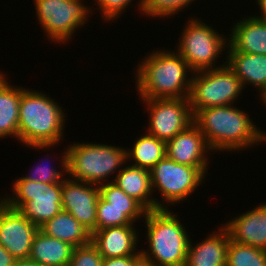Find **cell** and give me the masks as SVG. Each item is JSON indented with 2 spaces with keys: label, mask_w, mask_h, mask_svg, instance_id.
<instances>
[{
  "label": "cell",
  "mask_w": 266,
  "mask_h": 266,
  "mask_svg": "<svg viewBox=\"0 0 266 266\" xmlns=\"http://www.w3.org/2000/svg\"><path fill=\"white\" fill-rule=\"evenodd\" d=\"M248 114L234 104L213 106L197 111L193 123L204 135L213 154L243 151L266 142L265 131L256 127Z\"/></svg>",
  "instance_id": "6da1fadb"
},
{
  "label": "cell",
  "mask_w": 266,
  "mask_h": 266,
  "mask_svg": "<svg viewBox=\"0 0 266 266\" xmlns=\"http://www.w3.org/2000/svg\"><path fill=\"white\" fill-rule=\"evenodd\" d=\"M134 71L139 99L188 98L189 96L194 73L177 51L153 50L141 60Z\"/></svg>",
  "instance_id": "7a4b0ae2"
},
{
  "label": "cell",
  "mask_w": 266,
  "mask_h": 266,
  "mask_svg": "<svg viewBox=\"0 0 266 266\" xmlns=\"http://www.w3.org/2000/svg\"><path fill=\"white\" fill-rule=\"evenodd\" d=\"M65 110L47 93L22 87L18 141L28 148L49 149L63 139Z\"/></svg>",
  "instance_id": "3957f363"
},
{
  "label": "cell",
  "mask_w": 266,
  "mask_h": 266,
  "mask_svg": "<svg viewBox=\"0 0 266 266\" xmlns=\"http://www.w3.org/2000/svg\"><path fill=\"white\" fill-rule=\"evenodd\" d=\"M171 209L147 211L144 223L148 248L140 252L157 266H185L189 232Z\"/></svg>",
  "instance_id": "277c9868"
},
{
  "label": "cell",
  "mask_w": 266,
  "mask_h": 266,
  "mask_svg": "<svg viewBox=\"0 0 266 266\" xmlns=\"http://www.w3.org/2000/svg\"><path fill=\"white\" fill-rule=\"evenodd\" d=\"M66 149L67 176L95 185L113 182L114 174L117 175L127 162L126 148L117 145L74 142ZM112 174L113 179L108 180Z\"/></svg>",
  "instance_id": "5b68a950"
},
{
  "label": "cell",
  "mask_w": 266,
  "mask_h": 266,
  "mask_svg": "<svg viewBox=\"0 0 266 266\" xmlns=\"http://www.w3.org/2000/svg\"><path fill=\"white\" fill-rule=\"evenodd\" d=\"M12 184V197L0 198L8 207L19 210L40 227L62 210V182L43 183L17 177Z\"/></svg>",
  "instance_id": "8992f818"
},
{
  "label": "cell",
  "mask_w": 266,
  "mask_h": 266,
  "mask_svg": "<svg viewBox=\"0 0 266 266\" xmlns=\"http://www.w3.org/2000/svg\"><path fill=\"white\" fill-rule=\"evenodd\" d=\"M186 22L175 51L177 50L187 62L193 73L224 66L226 60L223 61V65L216 64L223 50L227 52V36L220 34L212 25L202 22L195 16Z\"/></svg>",
  "instance_id": "52a82bcc"
},
{
  "label": "cell",
  "mask_w": 266,
  "mask_h": 266,
  "mask_svg": "<svg viewBox=\"0 0 266 266\" xmlns=\"http://www.w3.org/2000/svg\"><path fill=\"white\" fill-rule=\"evenodd\" d=\"M243 85L225 64L222 67L195 72L189 91V105L193 115L213 106H229L239 100Z\"/></svg>",
  "instance_id": "ba28073f"
},
{
  "label": "cell",
  "mask_w": 266,
  "mask_h": 266,
  "mask_svg": "<svg viewBox=\"0 0 266 266\" xmlns=\"http://www.w3.org/2000/svg\"><path fill=\"white\" fill-rule=\"evenodd\" d=\"M149 171L153 193L159 191L162 197L155 198L156 210L187 200L205 179L197 167L179 164L167 155Z\"/></svg>",
  "instance_id": "9c48e42d"
},
{
  "label": "cell",
  "mask_w": 266,
  "mask_h": 266,
  "mask_svg": "<svg viewBox=\"0 0 266 266\" xmlns=\"http://www.w3.org/2000/svg\"><path fill=\"white\" fill-rule=\"evenodd\" d=\"M34 1L38 24H41L48 41L55 44L70 41L71 36L86 25L89 14H92V7L87 6L82 0Z\"/></svg>",
  "instance_id": "30bf717a"
},
{
  "label": "cell",
  "mask_w": 266,
  "mask_h": 266,
  "mask_svg": "<svg viewBox=\"0 0 266 266\" xmlns=\"http://www.w3.org/2000/svg\"><path fill=\"white\" fill-rule=\"evenodd\" d=\"M147 106V134L167 142L194 120L188 98L142 99Z\"/></svg>",
  "instance_id": "8fae6325"
},
{
  "label": "cell",
  "mask_w": 266,
  "mask_h": 266,
  "mask_svg": "<svg viewBox=\"0 0 266 266\" xmlns=\"http://www.w3.org/2000/svg\"><path fill=\"white\" fill-rule=\"evenodd\" d=\"M39 227L0 200V245L15 259H28Z\"/></svg>",
  "instance_id": "7c38bea8"
},
{
  "label": "cell",
  "mask_w": 266,
  "mask_h": 266,
  "mask_svg": "<svg viewBox=\"0 0 266 266\" xmlns=\"http://www.w3.org/2000/svg\"><path fill=\"white\" fill-rule=\"evenodd\" d=\"M99 197V185L73 180L68 176L62 182V210L69 212L91 234L96 231Z\"/></svg>",
  "instance_id": "4fadbf2b"
},
{
  "label": "cell",
  "mask_w": 266,
  "mask_h": 266,
  "mask_svg": "<svg viewBox=\"0 0 266 266\" xmlns=\"http://www.w3.org/2000/svg\"><path fill=\"white\" fill-rule=\"evenodd\" d=\"M209 152L212 150L194 123L166 142V155L170 159L179 164L197 167L205 176L209 169Z\"/></svg>",
  "instance_id": "5bb4252c"
},
{
  "label": "cell",
  "mask_w": 266,
  "mask_h": 266,
  "mask_svg": "<svg viewBox=\"0 0 266 266\" xmlns=\"http://www.w3.org/2000/svg\"><path fill=\"white\" fill-rule=\"evenodd\" d=\"M223 225L231 240L266 250V203H259L251 211L236 215Z\"/></svg>",
  "instance_id": "9a60e30c"
},
{
  "label": "cell",
  "mask_w": 266,
  "mask_h": 266,
  "mask_svg": "<svg viewBox=\"0 0 266 266\" xmlns=\"http://www.w3.org/2000/svg\"><path fill=\"white\" fill-rule=\"evenodd\" d=\"M136 230L134 225L96 230L91 234V243L103 259L134 256L140 253L136 246L139 242V232L137 233Z\"/></svg>",
  "instance_id": "2e32d148"
},
{
  "label": "cell",
  "mask_w": 266,
  "mask_h": 266,
  "mask_svg": "<svg viewBox=\"0 0 266 266\" xmlns=\"http://www.w3.org/2000/svg\"><path fill=\"white\" fill-rule=\"evenodd\" d=\"M218 229L202 242L189 241L185 266H226L230 234L223 224Z\"/></svg>",
  "instance_id": "e0dca14e"
},
{
  "label": "cell",
  "mask_w": 266,
  "mask_h": 266,
  "mask_svg": "<svg viewBox=\"0 0 266 266\" xmlns=\"http://www.w3.org/2000/svg\"><path fill=\"white\" fill-rule=\"evenodd\" d=\"M231 27L227 50L266 55V20L255 16L242 17Z\"/></svg>",
  "instance_id": "ac0fdd59"
},
{
  "label": "cell",
  "mask_w": 266,
  "mask_h": 266,
  "mask_svg": "<svg viewBox=\"0 0 266 266\" xmlns=\"http://www.w3.org/2000/svg\"><path fill=\"white\" fill-rule=\"evenodd\" d=\"M226 64L240 79L243 88L251 84L258 89L261 100L266 94V55L228 50Z\"/></svg>",
  "instance_id": "d6986e66"
},
{
  "label": "cell",
  "mask_w": 266,
  "mask_h": 266,
  "mask_svg": "<svg viewBox=\"0 0 266 266\" xmlns=\"http://www.w3.org/2000/svg\"><path fill=\"white\" fill-rule=\"evenodd\" d=\"M113 183L138 201L147 211L156 210L149 170L127 164L115 175Z\"/></svg>",
  "instance_id": "ffe728a7"
},
{
  "label": "cell",
  "mask_w": 266,
  "mask_h": 266,
  "mask_svg": "<svg viewBox=\"0 0 266 266\" xmlns=\"http://www.w3.org/2000/svg\"><path fill=\"white\" fill-rule=\"evenodd\" d=\"M74 248L39 230L33 239L29 259L41 266H68Z\"/></svg>",
  "instance_id": "44dd1931"
},
{
  "label": "cell",
  "mask_w": 266,
  "mask_h": 266,
  "mask_svg": "<svg viewBox=\"0 0 266 266\" xmlns=\"http://www.w3.org/2000/svg\"><path fill=\"white\" fill-rule=\"evenodd\" d=\"M5 76L7 75L3 71L0 72V138L5 139L10 136L18 140L22 87L11 85Z\"/></svg>",
  "instance_id": "7402d4cb"
},
{
  "label": "cell",
  "mask_w": 266,
  "mask_h": 266,
  "mask_svg": "<svg viewBox=\"0 0 266 266\" xmlns=\"http://www.w3.org/2000/svg\"><path fill=\"white\" fill-rule=\"evenodd\" d=\"M47 236L69 243L73 247L91 242V233L69 212L61 210L56 216L39 227Z\"/></svg>",
  "instance_id": "603a6c76"
},
{
  "label": "cell",
  "mask_w": 266,
  "mask_h": 266,
  "mask_svg": "<svg viewBox=\"0 0 266 266\" xmlns=\"http://www.w3.org/2000/svg\"><path fill=\"white\" fill-rule=\"evenodd\" d=\"M135 139L137 140L133 143L132 149L126 148L127 161L131 159V165L150 170L166 156L164 140L147 133Z\"/></svg>",
  "instance_id": "cb8c5ba5"
},
{
  "label": "cell",
  "mask_w": 266,
  "mask_h": 266,
  "mask_svg": "<svg viewBox=\"0 0 266 266\" xmlns=\"http://www.w3.org/2000/svg\"><path fill=\"white\" fill-rule=\"evenodd\" d=\"M146 212V209H116L100 195L96 210V230L135 225L137 220L145 217Z\"/></svg>",
  "instance_id": "d4e9b609"
},
{
  "label": "cell",
  "mask_w": 266,
  "mask_h": 266,
  "mask_svg": "<svg viewBox=\"0 0 266 266\" xmlns=\"http://www.w3.org/2000/svg\"><path fill=\"white\" fill-rule=\"evenodd\" d=\"M226 266H266V250L230 239Z\"/></svg>",
  "instance_id": "484cf974"
},
{
  "label": "cell",
  "mask_w": 266,
  "mask_h": 266,
  "mask_svg": "<svg viewBox=\"0 0 266 266\" xmlns=\"http://www.w3.org/2000/svg\"><path fill=\"white\" fill-rule=\"evenodd\" d=\"M196 0H138V9L143 16L151 18L171 17L189 7Z\"/></svg>",
  "instance_id": "4316f807"
},
{
  "label": "cell",
  "mask_w": 266,
  "mask_h": 266,
  "mask_svg": "<svg viewBox=\"0 0 266 266\" xmlns=\"http://www.w3.org/2000/svg\"><path fill=\"white\" fill-rule=\"evenodd\" d=\"M46 161H48V159ZM59 161L61 163L60 165L62 167L61 168L62 171L54 169L56 167L48 166L46 165V163L45 164L41 163L42 165L37 164V167L33 169L34 171H31L30 173H28L27 176H23V177L27 180L35 181V182H43V183L63 182V180L66 178V176L64 177V174L67 175V149L66 147H65L64 152L61 153V160Z\"/></svg>",
  "instance_id": "83f0119b"
},
{
  "label": "cell",
  "mask_w": 266,
  "mask_h": 266,
  "mask_svg": "<svg viewBox=\"0 0 266 266\" xmlns=\"http://www.w3.org/2000/svg\"><path fill=\"white\" fill-rule=\"evenodd\" d=\"M100 195L116 209H145L113 182L99 185Z\"/></svg>",
  "instance_id": "f1b7e54d"
},
{
  "label": "cell",
  "mask_w": 266,
  "mask_h": 266,
  "mask_svg": "<svg viewBox=\"0 0 266 266\" xmlns=\"http://www.w3.org/2000/svg\"><path fill=\"white\" fill-rule=\"evenodd\" d=\"M103 257L97 248L89 244L75 247L68 266H102Z\"/></svg>",
  "instance_id": "f546056e"
},
{
  "label": "cell",
  "mask_w": 266,
  "mask_h": 266,
  "mask_svg": "<svg viewBox=\"0 0 266 266\" xmlns=\"http://www.w3.org/2000/svg\"><path fill=\"white\" fill-rule=\"evenodd\" d=\"M95 1L96 6L98 7L97 10H100L102 21L104 22H111L115 21L117 18H120L125 9L128 8L129 5H131V2L134 0H93ZM115 19V20H114Z\"/></svg>",
  "instance_id": "4dcf8cb0"
},
{
  "label": "cell",
  "mask_w": 266,
  "mask_h": 266,
  "mask_svg": "<svg viewBox=\"0 0 266 266\" xmlns=\"http://www.w3.org/2000/svg\"><path fill=\"white\" fill-rule=\"evenodd\" d=\"M102 266H133V256L104 258Z\"/></svg>",
  "instance_id": "1f68e13d"
},
{
  "label": "cell",
  "mask_w": 266,
  "mask_h": 266,
  "mask_svg": "<svg viewBox=\"0 0 266 266\" xmlns=\"http://www.w3.org/2000/svg\"><path fill=\"white\" fill-rule=\"evenodd\" d=\"M16 259L0 245V266H14Z\"/></svg>",
  "instance_id": "d6a6232c"
},
{
  "label": "cell",
  "mask_w": 266,
  "mask_h": 266,
  "mask_svg": "<svg viewBox=\"0 0 266 266\" xmlns=\"http://www.w3.org/2000/svg\"><path fill=\"white\" fill-rule=\"evenodd\" d=\"M133 266H157L151 259L145 257L141 252L133 256Z\"/></svg>",
  "instance_id": "836d02e7"
},
{
  "label": "cell",
  "mask_w": 266,
  "mask_h": 266,
  "mask_svg": "<svg viewBox=\"0 0 266 266\" xmlns=\"http://www.w3.org/2000/svg\"><path fill=\"white\" fill-rule=\"evenodd\" d=\"M256 4L259 6L261 15H254L256 18L266 20V0H256Z\"/></svg>",
  "instance_id": "e575fe53"
},
{
  "label": "cell",
  "mask_w": 266,
  "mask_h": 266,
  "mask_svg": "<svg viewBox=\"0 0 266 266\" xmlns=\"http://www.w3.org/2000/svg\"><path fill=\"white\" fill-rule=\"evenodd\" d=\"M14 266H41L31 259H16Z\"/></svg>",
  "instance_id": "d590c367"
},
{
  "label": "cell",
  "mask_w": 266,
  "mask_h": 266,
  "mask_svg": "<svg viewBox=\"0 0 266 266\" xmlns=\"http://www.w3.org/2000/svg\"><path fill=\"white\" fill-rule=\"evenodd\" d=\"M261 100H262V103L266 106V94Z\"/></svg>",
  "instance_id": "8d00e7d4"
}]
</instances>
